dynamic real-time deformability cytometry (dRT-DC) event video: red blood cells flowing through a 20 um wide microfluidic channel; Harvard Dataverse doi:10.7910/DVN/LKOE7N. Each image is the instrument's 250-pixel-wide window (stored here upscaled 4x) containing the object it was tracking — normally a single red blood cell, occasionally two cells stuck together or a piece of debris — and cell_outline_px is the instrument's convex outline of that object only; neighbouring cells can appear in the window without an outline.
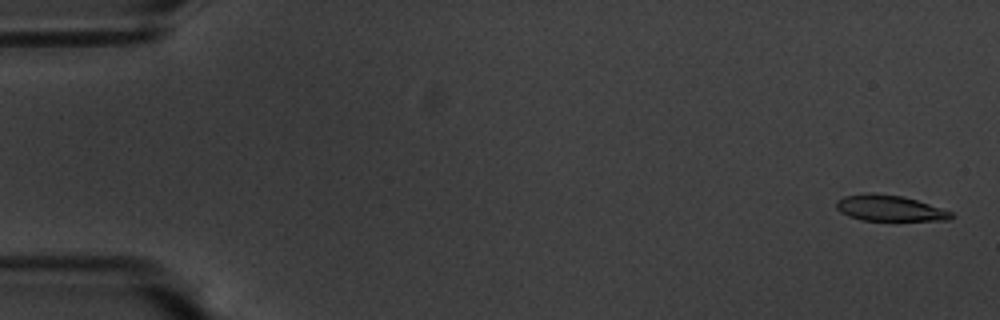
{"species": "common noctule bat (a hibernating species)", "species_latin": "Nyctalus noctula", "temperature_condition": "warm", "stored_images_in_passage": 17, "camera_frame_rate_fps": 3000, "um_per_image_px": 0.085, "animal": {"sex": "male", "body_mass_g": 20.1, "forearm_length_mm": 53.5}, "frame": {"image": 1, "passage_image": 2, "time_ms": 0.333, "image_size_px": [1000, 320], "cell_outline_px": [[956, 216], [948, 220], [860, 220], [848, 216], [840, 212], [836, 208], [836, 200], [844, 196], [868, 192], [904, 196], [952, 212]], "centroid_in_image_um": [75.57, 17.69], "position_along_channel_um": 9.4, "area_um2": 17.34}}